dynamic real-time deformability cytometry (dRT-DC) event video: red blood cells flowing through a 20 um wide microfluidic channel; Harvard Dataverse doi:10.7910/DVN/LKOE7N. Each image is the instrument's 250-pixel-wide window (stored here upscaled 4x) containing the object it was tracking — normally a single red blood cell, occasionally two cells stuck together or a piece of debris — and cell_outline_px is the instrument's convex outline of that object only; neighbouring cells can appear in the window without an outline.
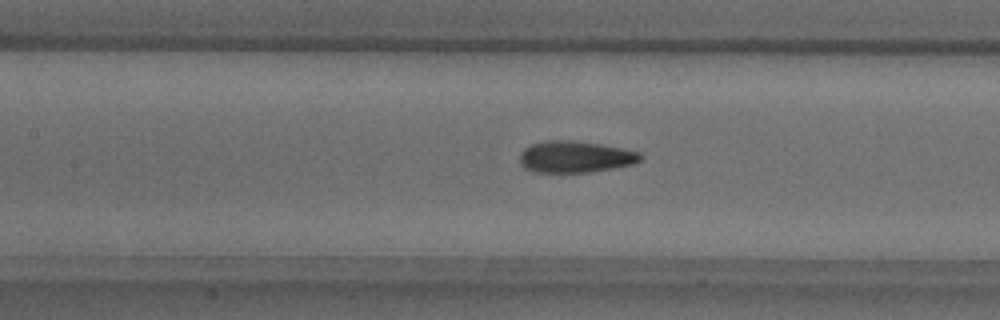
{"species": "common noctule bat (a hibernating species)", "species_latin": "Nyctalus noctula", "temperature_condition": "warm", "stored_images_in_passage": 20, "camera_frame_rate_fps": 3000, "um_per_image_px": 0.085, "animal": {"sex": "male", "body_mass_g": 18.8}, "frame": {"image": 1, "passage_image": 9, "time_ms": 2.667, "image_size_px": [1000, 320], "cell_outline_px": [[644, 156], [640, 160], [632, 164], [612, 168], [588, 172], [532, 172], [524, 168], [520, 164], [520, 152], [524, 148], [532, 144], [548, 140], [572, 140], [600, 144], [640, 152]], "centroid_in_image_um": [48.86, 13.33], "position_along_channel_um": 158.5, "area_um2": 22.2}}